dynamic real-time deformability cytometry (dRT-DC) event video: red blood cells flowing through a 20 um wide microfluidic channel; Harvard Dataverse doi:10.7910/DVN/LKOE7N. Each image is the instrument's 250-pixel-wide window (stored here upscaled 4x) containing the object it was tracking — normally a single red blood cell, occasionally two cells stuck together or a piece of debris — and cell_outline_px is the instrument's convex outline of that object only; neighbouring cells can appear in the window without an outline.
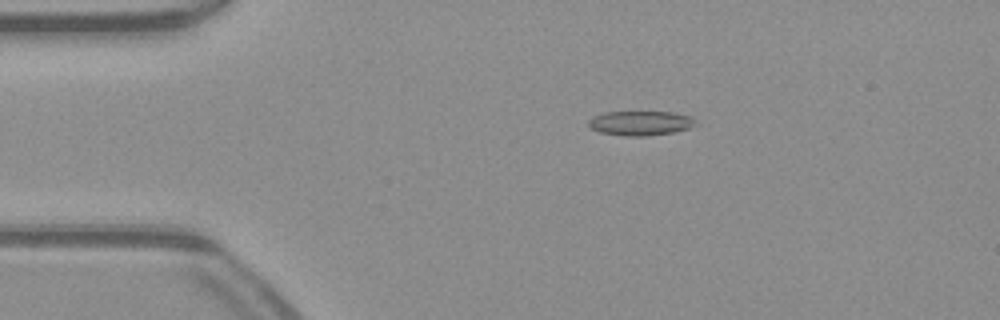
{"species": "common noctule bat (a hibernating species)", "species_latin": "Nyctalus noctula", "temperature_condition": "warm", "stored_images_in_passage": 51, "camera_frame_rate_fps": 3000, "um_per_image_px": 0.085, "animal": {"sex": "male", "body_mass_g": 23.1, "forearm_length_mm": 52.7}, "frame": {"image": 1, "passage_image": 10, "time_ms": 3.0, "image_size_px": [1000, 320], "cell_outline_px": [[696, 124], [688, 128], [672, 132], [644, 136], [624, 136], [600, 132], [592, 128], [588, 124], [588, 120], [592, 116], [604, 112], [672, 112], [692, 116]], "centroid_in_image_um": [54.41, 10.46], "position_along_channel_um": 30.6, "area_um2": 15.2}}
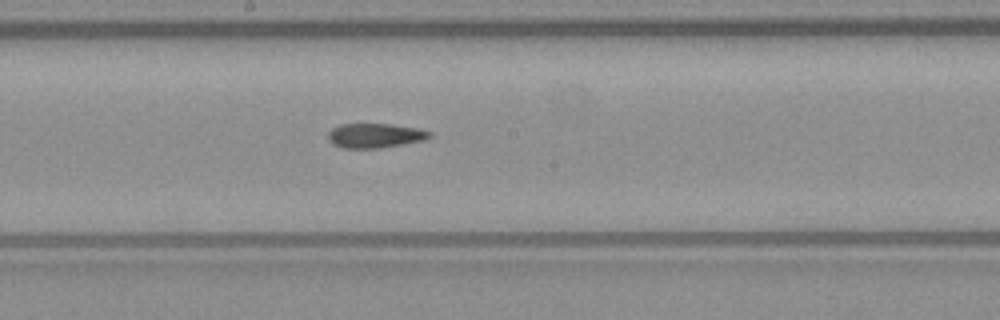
{"frame": {"image": 2, "passage_image": 27, "time_ms": 8.667, "image_size_px": [1000, 320], "cell_outline_px": [[432, 136], [424, 140], [404, 144], [376, 148], [344, 148], [332, 144], [328, 140], [328, 132], [332, 128], [340, 124], [388, 124], [416, 128], [432, 132]], "centroid_in_image_um": [31.85, 11.52], "position_along_channel_um": 216.3, "area_um2": 14.45}}
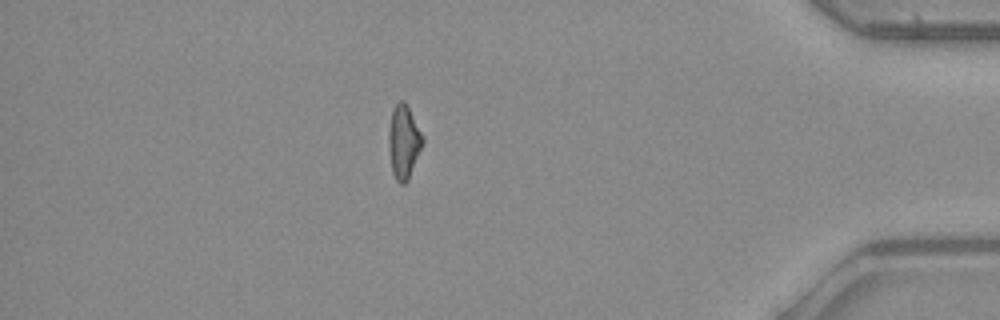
{"frame": {"image": 3, "passage_image": 44, "time_ms": 14.333, "image_size_px": [1000, 320], "cell_outline_px": [[424, 140], [408, 180], [404, 184], [400, 184], [396, 180], [392, 172], [388, 148], [388, 132], [392, 108], [400, 100], [404, 100], [408, 104], [424, 136]], "centroid_in_image_um": [34.31, 12.01], "position_along_channel_um": 400.9, "area_um2": 14.85}, "authors_computed_cell_mechanics": {"area_um2": 14.9702, "velocity_mm_per_s": 4.0813, "shape_relaxation_time_tau1_ms": null, "shape_relaxation_time_tau2_ms": 4.695, "deformation_change_tau1": null, "deformation_change_tau2": 0.1159}}